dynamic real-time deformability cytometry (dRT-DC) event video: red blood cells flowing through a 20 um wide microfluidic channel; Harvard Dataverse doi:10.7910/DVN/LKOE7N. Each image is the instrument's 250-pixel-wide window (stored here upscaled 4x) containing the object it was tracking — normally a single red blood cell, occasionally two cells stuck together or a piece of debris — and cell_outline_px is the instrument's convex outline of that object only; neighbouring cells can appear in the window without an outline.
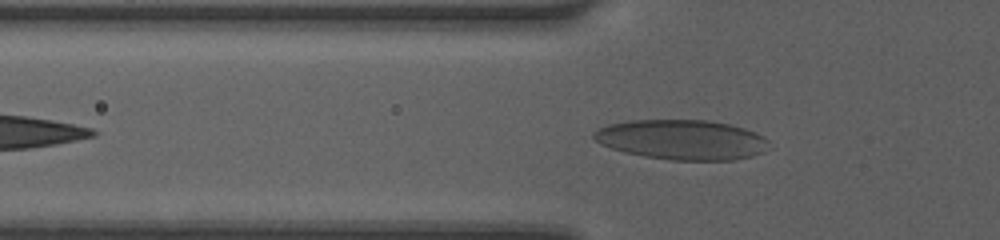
{"species": "human", "species_latin": "Homo sapiens", "temperature_condition": "room temperature", "stored_images_in_passage": 36, "camera_frame_rate_fps": 3000, "um_per_image_px": 0.085, "donor": {"sex": "female"}, "frame": {"image": 1, "passage_image": 7, "time_ms": 2.0, "image_size_px": [1000, 240], "cell_outline_px": [[768, 140], [764, 152], [752, 156], [732, 160], [672, 160], [644, 156], [624, 152], [600, 144], [592, 136], [592, 132], [608, 124], [628, 120], [708, 120], [728, 124], [744, 128], [756, 132], [764, 136]], "centroid_in_image_um": [57.95, 11.87], "position_along_channel_um": 67.9, "area_um2": 40.75}}
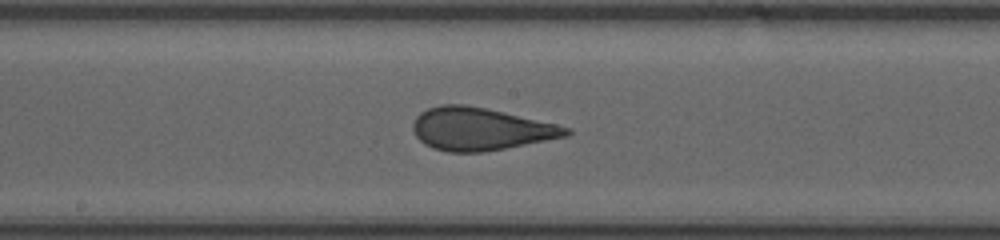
{"frame": {"image": 2, "passage_image": 17, "time_ms": 5.333, "image_size_px": [1000, 240], "cell_outline_px": [[572, 132], [568, 136], [504, 148], [480, 152], [448, 152], [432, 148], [424, 144], [416, 136], [412, 128], [412, 124], [416, 116], [420, 112], [428, 108], [440, 104], [464, 104], [484, 108], [556, 124], [572, 128]], "centroid_in_image_um": [40.79, 10.96], "position_along_channel_um": 207.4, "area_um2": 37.8}}
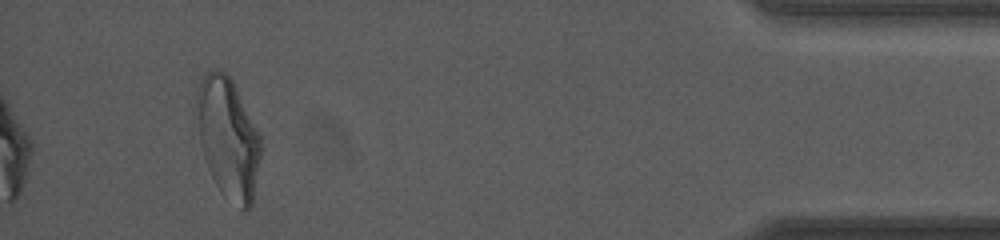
{"frame": {"image": 3, "passage_image": 36, "time_ms": 11.667, "image_size_px": [1000, 240], "cell_outline_px": [[264, 148], [252, 204], [248, 212], [244, 212], [224, 196], [216, 184], [208, 168], [200, 144], [196, 96], [200, 84], [208, 68], [216, 68], [224, 72], [232, 80], [260, 136]], "centroid_in_image_um": [19.43, 11.79], "position_along_channel_um": 415.8, "area_um2": 45.2}, "authors_computed_cell_mechanics": {"area_um2": 38.2925, "velocity_mm_per_s": 4.218, "shape_relaxation_time_tau1_ms": 8.1752, "shape_relaxation_time_tau2_ms": 0.7, "deformation_change_tau1": 0.206, "deformation_change_tau2": 0.0906}}